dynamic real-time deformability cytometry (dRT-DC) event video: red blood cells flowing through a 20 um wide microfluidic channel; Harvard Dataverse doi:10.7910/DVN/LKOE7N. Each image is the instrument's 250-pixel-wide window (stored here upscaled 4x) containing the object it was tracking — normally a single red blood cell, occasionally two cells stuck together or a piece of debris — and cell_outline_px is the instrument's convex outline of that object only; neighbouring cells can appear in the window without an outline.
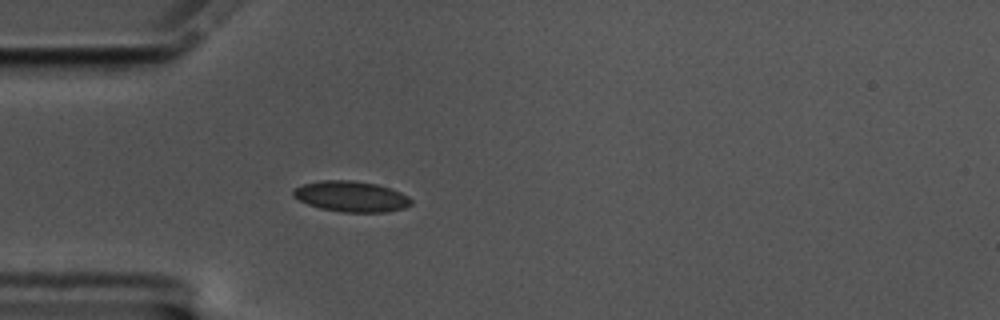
{"species": "common noctule bat (a hibernating species)", "species_latin": "Nyctalus noctula", "temperature_condition": "cold", "stored_images_in_passage": 34, "camera_frame_rate_fps": 3000, "um_per_image_px": 0.085, "animal": {"sex": "male", "body_mass_g": 17.5, "forearm_length_mm": 52.3}, "frame": {"image": 1, "passage_image": 1, "time_ms": 0.0, "image_size_px": [1000, 320], "cell_outline_px": [[412, 204], [404, 208], [388, 212], [344, 212], [320, 208], [308, 204], [292, 196], [292, 192], [296, 188], [304, 184], [320, 180], [352, 180], [376, 184], [400, 192], [408, 196], [412, 200]], "centroid_in_image_um": [29.86, 16.7], "position_along_channel_um": 55.1, "area_um2": 20.98}}
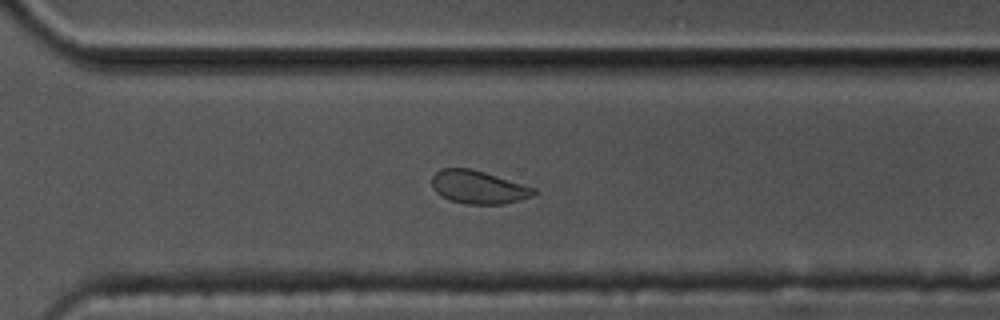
{"frame": {"image": 2, "passage_image": 25, "time_ms": 8.0, "image_size_px": [1000, 320], "cell_outline_px": [[536, 192], [532, 196], [504, 204], [464, 204], [448, 200], [440, 196], [432, 188], [432, 176], [440, 168], [472, 168], [536, 188]], "centroid_in_image_um": [40.62, 15.91], "position_along_channel_um": 330.0, "area_um2": 19.83}}
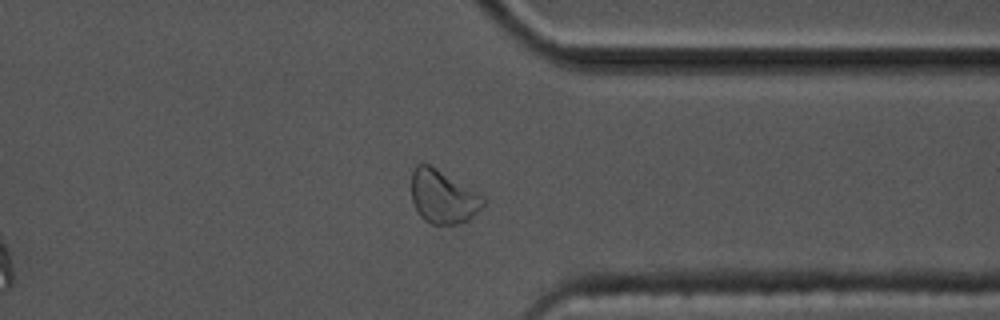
{"frame": {"image": 3, "passage_image": 29, "time_ms": 9.333, "image_size_px": [1000, 320], "cell_outline_px": [[484, 204], [468, 220], [456, 224], [432, 224], [424, 220], [420, 216], [412, 200], [412, 172], [416, 164], [420, 160], [436, 168], [484, 196]], "centroid_in_image_um": [37.62, 16.71], "position_along_channel_um": 373.8, "area_um2": 22.14}, "authors_computed_cell_mechanics": {"area_um2": 19.9988, "velocity_mm_per_s": 3.512, "shape_relaxation_time_tau1_ms": null, "shape_relaxation_time_tau2_ms": 1.1109, "deformation_change_tau1": null, "deformation_change_tau2": 0.0616}}